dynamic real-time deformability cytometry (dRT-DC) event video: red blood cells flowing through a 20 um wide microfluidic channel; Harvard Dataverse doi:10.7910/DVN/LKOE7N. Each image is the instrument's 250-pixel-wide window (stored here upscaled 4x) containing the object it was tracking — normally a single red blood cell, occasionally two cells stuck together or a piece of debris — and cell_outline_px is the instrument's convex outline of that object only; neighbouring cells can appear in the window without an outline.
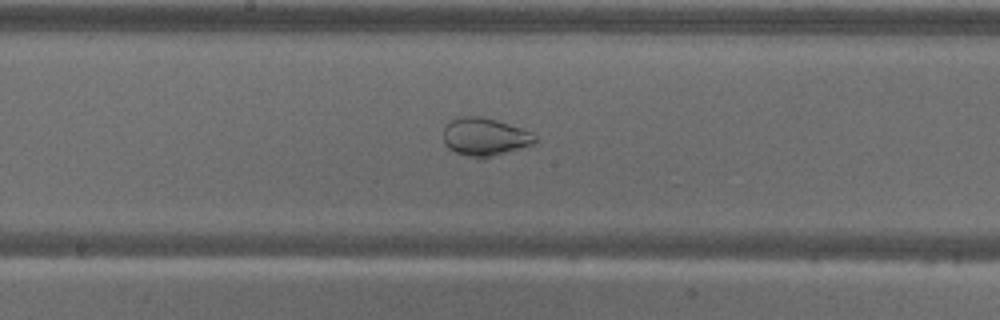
{"species": "common noctule bat (a hibernating species)", "species_latin": "Nyctalus noctula", "temperature_condition": "warm", "stored_images_in_passage": 38, "camera_frame_rate_fps": 3000, "um_per_image_px": 0.085, "animal": {"sex": "male", "body_mass_g": 18.8}, "frame": {"image": 1, "passage_image": 24, "time_ms": 7.667, "image_size_px": [1000, 320], "cell_outline_px": [[536, 144], [484, 160], [480, 160], [456, 152], [448, 148], [444, 144], [444, 128], [448, 120], [460, 116], [480, 116], [496, 120], [532, 132], [536, 136]], "centroid_in_image_um": [41.22, 11.66], "position_along_channel_um": 207.0, "area_um2": 20.81}}